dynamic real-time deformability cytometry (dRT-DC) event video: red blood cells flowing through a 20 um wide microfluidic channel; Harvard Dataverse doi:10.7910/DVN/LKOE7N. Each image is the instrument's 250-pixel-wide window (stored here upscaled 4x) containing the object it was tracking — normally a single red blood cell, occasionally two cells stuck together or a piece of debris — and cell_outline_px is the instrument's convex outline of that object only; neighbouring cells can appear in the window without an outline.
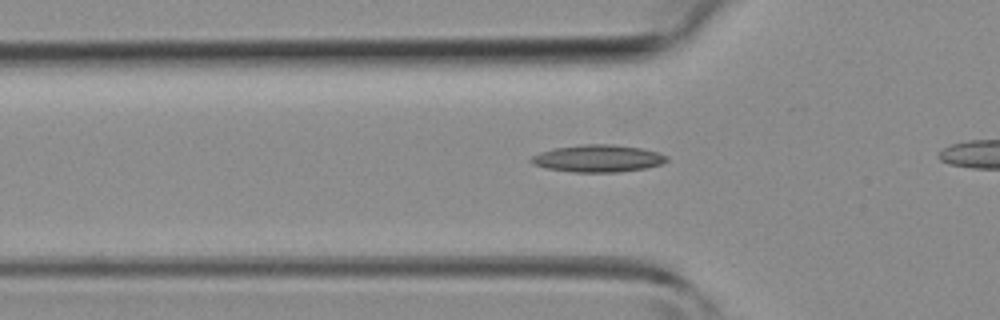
{"species": "common noctule bat (a hibernating species)", "species_latin": "Nyctalus noctula", "temperature_condition": "room temperature", "stored_images_in_passage": 6, "camera_frame_rate_fps": 3000, "um_per_image_px": 0.085, "animal": {"sex": "female", "body_mass_g": 19.3, "forearm_length_mm": 54.1}, "frame": {"image": 1, "passage_image": 4, "time_ms": 1.0, "image_size_px": [1000, 320], "cell_outline_px": [[668, 160], [660, 164], [644, 168], [616, 172], [572, 172], [548, 168], [532, 164], [528, 160], [532, 156], [540, 152], [552, 148], [584, 144], [612, 144], [644, 148], [668, 156]], "centroid_in_image_um": [50.8, 13.46], "position_along_channel_um": 75.0, "area_um2": 21.5}}